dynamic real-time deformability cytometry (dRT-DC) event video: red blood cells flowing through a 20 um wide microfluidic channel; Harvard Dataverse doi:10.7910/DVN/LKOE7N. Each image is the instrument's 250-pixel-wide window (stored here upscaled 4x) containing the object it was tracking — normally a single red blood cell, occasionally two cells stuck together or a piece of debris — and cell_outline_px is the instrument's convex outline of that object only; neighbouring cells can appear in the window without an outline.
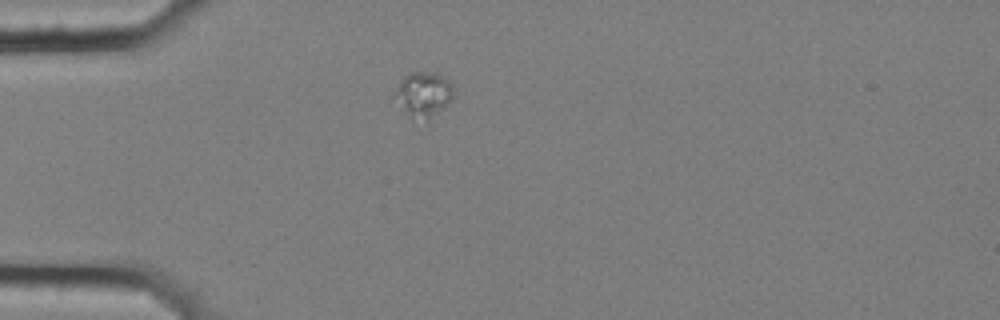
{"species": "common noctule bat (a hibernating species)", "species_latin": "Nyctalus noctula", "temperature_condition": "cold", "stored_images_in_passage": 43, "camera_frame_rate_fps": 3000, "um_per_image_px": 0.085, "animal": {"sex": "female", "body_mass_g": 25.1}, "frame": {"image": 1, "passage_image": 1, "time_ms": 0.0, "image_size_px": [1000, 320], "cell_outline_px": [[452, 100], [428, 120], [412, 120], [392, 96], [400, 80], [404, 76], [412, 72], [436, 72], [444, 76], [452, 84]], "centroid_in_image_um": [35.97, 8.02], "position_along_channel_um": 49.0, "area_um2": 15.55}}
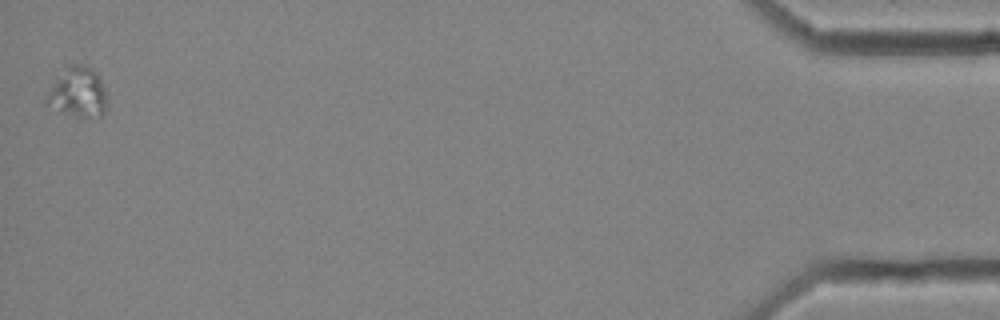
{"frame": {"image": 2, "passage_image": 43, "time_ms": 14.0, "image_size_px": [1000, 320], "cell_outline_px": [[104, 112], [100, 116], [80, 120], [60, 112], [44, 104], [44, 100], [48, 92], [64, 64], [80, 64], [92, 68], [96, 72], [104, 88]], "centroid_in_image_um": [6.55, 7.87], "position_along_channel_um": 428.7, "area_um2": 18.03}}